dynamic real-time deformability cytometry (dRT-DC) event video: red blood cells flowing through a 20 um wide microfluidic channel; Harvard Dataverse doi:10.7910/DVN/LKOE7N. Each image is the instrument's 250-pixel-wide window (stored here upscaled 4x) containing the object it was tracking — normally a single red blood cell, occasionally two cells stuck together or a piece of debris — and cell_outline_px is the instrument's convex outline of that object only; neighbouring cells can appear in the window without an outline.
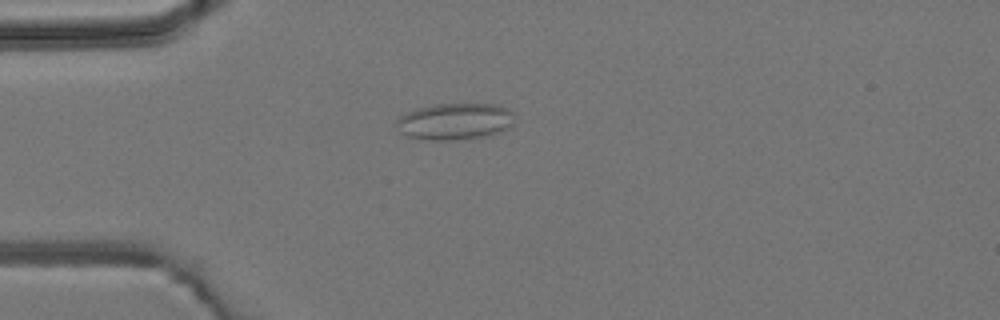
{"species": "common noctule bat (a hibernating species)", "species_latin": "Nyctalus noctula", "temperature_condition": "room temperature", "stored_images_in_passage": 4, "camera_frame_rate_fps": 3000, "um_per_image_px": 0.085, "animal": {"sex": "male", "body_mass_g": 19.2, "forearm_length_mm": 51.8}, "frame": {"image": 1, "passage_image": 4, "time_ms": 3.333, "image_size_px": [1000, 320], "cell_outline_px": [[512, 128], [492, 136], [452, 140], [420, 140], [408, 136], [400, 132], [396, 124], [396, 120], [400, 116], [416, 108], [432, 104], [500, 104], [508, 108], [512, 112]], "centroid_in_image_um": [38.69, 10.33], "position_along_channel_um": 46.3, "area_um2": 25.72}}